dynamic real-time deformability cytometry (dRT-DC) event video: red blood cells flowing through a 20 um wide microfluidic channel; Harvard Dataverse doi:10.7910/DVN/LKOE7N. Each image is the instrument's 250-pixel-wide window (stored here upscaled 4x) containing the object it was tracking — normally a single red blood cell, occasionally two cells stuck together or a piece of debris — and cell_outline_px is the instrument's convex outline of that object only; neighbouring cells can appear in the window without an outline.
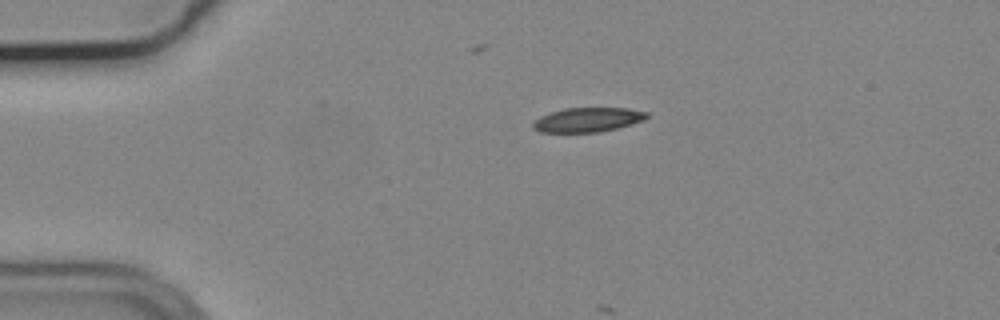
{"species": "common noctule bat (a hibernating species)", "species_latin": "Nyctalus noctula", "temperature_condition": "cold", "stored_images_in_passage": 7, "camera_frame_rate_fps": 3000, "um_per_image_px": 0.085, "animal": {"sex": "male", "body_mass_g": 19.2, "forearm_length_mm": 51.8}, "frame": {"image": 1, "passage_image": 1, "time_ms": 0.0, "image_size_px": [1000, 320], "cell_outline_px": [[648, 116], [644, 120], [616, 128], [596, 132], [540, 132], [532, 128], [532, 124], [540, 116], [564, 108], [628, 108], [648, 112]], "centroid_in_image_um": [49.95, 10.17], "position_along_channel_um": 35.1, "area_um2": 16.01}}